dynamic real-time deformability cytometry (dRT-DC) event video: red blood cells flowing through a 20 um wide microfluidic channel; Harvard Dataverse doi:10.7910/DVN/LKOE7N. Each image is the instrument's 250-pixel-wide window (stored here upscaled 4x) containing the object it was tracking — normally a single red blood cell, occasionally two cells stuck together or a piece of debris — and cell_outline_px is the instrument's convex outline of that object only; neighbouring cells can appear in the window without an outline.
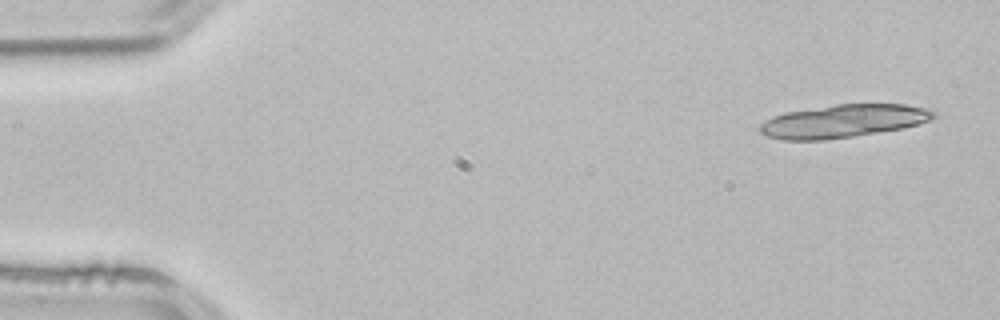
{"species": "common noctule bat (a hibernating species)", "species_latin": "Nyctalus noctula", "temperature_condition": "room temperature", "stored_images_in_passage": 4, "camera_frame_rate_fps": 3000, "um_per_image_px": 0.085, "animal": {"sex": "male", "body_mass_g": 21.5, "forearm_length_mm": 52.0}, "frame": {"image": 1, "passage_image": 1, "time_ms": 0.0, "image_size_px": [1000, 320], "cell_outline_px": [[936, 116], [920, 124], [904, 128], [852, 136], [824, 140], [784, 140], [768, 136], [760, 132], [760, 124], [764, 120], [772, 116], [784, 112], [836, 104], [904, 104], [928, 108], [936, 112]], "centroid_in_image_um": [71.68, 10.28], "position_along_channel_um": 13.3, "area_um2": 33.47}}